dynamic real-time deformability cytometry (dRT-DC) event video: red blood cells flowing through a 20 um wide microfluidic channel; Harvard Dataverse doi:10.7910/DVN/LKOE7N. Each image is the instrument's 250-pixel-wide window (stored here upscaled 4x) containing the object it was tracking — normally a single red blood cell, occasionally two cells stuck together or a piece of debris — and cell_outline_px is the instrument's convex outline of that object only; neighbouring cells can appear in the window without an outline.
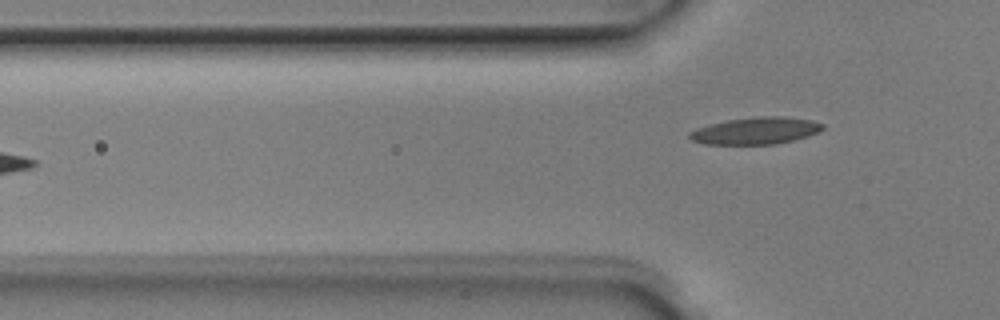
{"species": "Egyptian fruit bat (a non-hibernating species)", "species_latin": "Rousettus aegyptiacus", "temperature_condition": "room temperature", "stored_images_in_passage": 5, "camera_frame_rate_fps": 3000, "um_per_image_px": 0.085, "animal": {"sex": "male"}, "frame": {"image": 1, "passage_image": 5, "time_ms": 1.333, "image_size_px": [1000, 320], "cell_outline_px": [[824, 128], [820, 132], [808, 136], [776, 144], [704, 144], [692, 140], [688, 136], [688, 132], [696, 128], [708, 124], [728, 120], [756, 116], [784, 116], [812, 120], [824, 124]], "centroid_in_image_um": [64.24, 11.1], "position_along_channel_um": 61.6, "area_um2": 21.1}}